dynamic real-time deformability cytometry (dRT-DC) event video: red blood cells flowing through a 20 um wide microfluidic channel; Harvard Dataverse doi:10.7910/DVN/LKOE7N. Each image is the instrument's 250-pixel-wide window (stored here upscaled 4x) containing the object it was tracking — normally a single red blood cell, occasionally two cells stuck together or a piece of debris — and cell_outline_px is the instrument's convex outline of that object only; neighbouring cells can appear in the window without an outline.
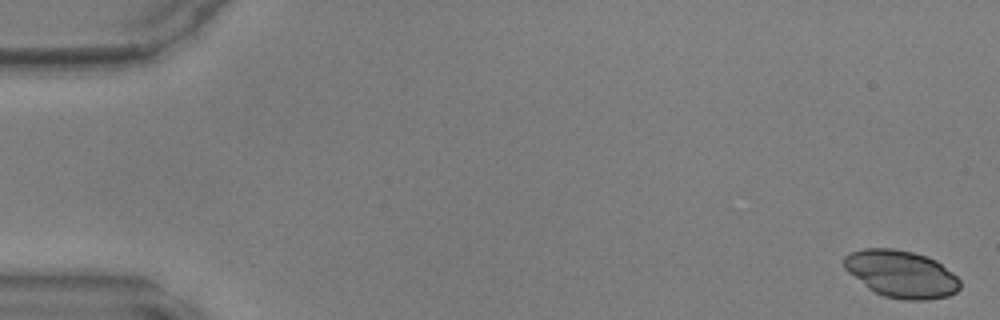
{"species": "common noctule bat (a hibernating species)", "species_latin": "Nyctalus noctula", "temperature_condition": "warm", "stored_images_in_passage": 47, "camera_frame_rate_fps": 3000, "um_per_image_px": 0.085, "animal": {"sex": "male", "body_mass_g": 17.9, "forearm_length_mm": 54.2}, "frame": {"image": 1, "passage_image": 1, "time_ms": 0.0, "image_size_px": [1000, 320], "cell_outline_px": [[960, 288], [956, 292], [948, 296], [928, 300], [904, 300], [884, 296], [868, 288], [848, 272], [844, 268], [844, 256], [852, 252], [864, 248], [892, 248], [912, 252], [936, 260], [952, 272], [960, 280]], "centroid_in_image_um": [76.61, 23.29], "position_along_channel_um": 8.4, "area_um2": 31.79}}